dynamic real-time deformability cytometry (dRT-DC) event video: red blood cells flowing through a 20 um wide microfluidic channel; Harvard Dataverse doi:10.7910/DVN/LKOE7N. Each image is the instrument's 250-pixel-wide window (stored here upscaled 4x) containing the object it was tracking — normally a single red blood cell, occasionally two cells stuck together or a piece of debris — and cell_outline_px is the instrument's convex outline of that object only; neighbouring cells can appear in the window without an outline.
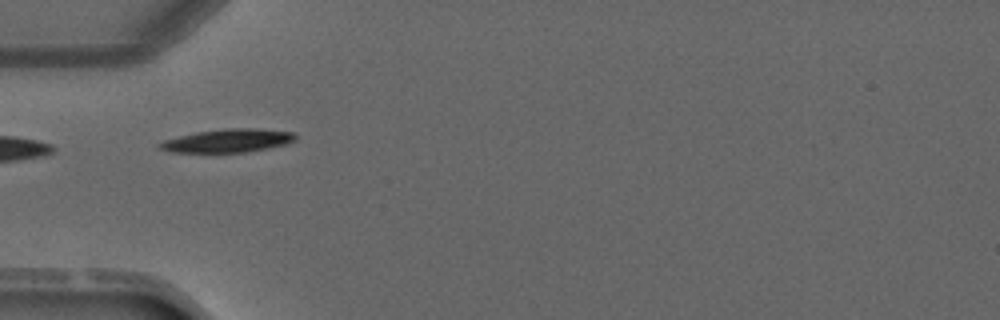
{"species": "common noctule bat (a hibernating species)", "species_latin": "Nyctalus noctula", "temperature_condition": "warm", "stored_images_in_passage": 2, "camera_frame_rate_fps": 3000, "um_per_image_px": 0.085, "animal": {"sex": "male", "forearm_length_mm": 52.5}, "frame": {"image": 1, "passage_image": 2, "time_ms": 2.0, "image_size_px": [1000, 320], "cell_outline_px": [[296, 140], [288, 144], [248, 152], [168, 152], [156, 148], [156, 144], [164, 140], [196, 132], [224, 128], [252, 128], [292, 132], [296, 136]], "centroid_in_image_um": [19.33, 11.96], "position_along_channel_um": 65.7, "area_um2": 18.55}}